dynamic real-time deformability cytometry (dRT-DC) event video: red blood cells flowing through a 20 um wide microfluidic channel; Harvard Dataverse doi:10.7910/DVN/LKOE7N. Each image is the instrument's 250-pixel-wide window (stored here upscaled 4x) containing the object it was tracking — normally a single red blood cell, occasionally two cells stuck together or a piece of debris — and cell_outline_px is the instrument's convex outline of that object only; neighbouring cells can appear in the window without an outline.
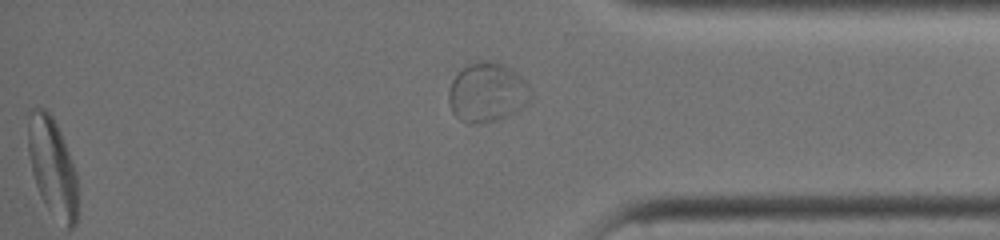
{"species": "common noctule bat (a hibernating species)", "species_latin": "Nyctalus noctula", "temperature_condition": "warm", "stored_images_in_passage": 30, "segment_of_instrument_passage": [2, 2], "camera_frame_rate_fps": 3000, "um_per_image_px": 0.085, "animal": {"sex": "female", "body_mass_g": 19.0, "forearm_length_mm": 51.5}, "frame": {"image": 1, "passage_image": 30, "time_ms": 11.333, "image_size_px": [1000, 240], "cell_outline_px": [[532, 96], [516, 112], [492, 120], [476, 124], [468, 124], [460, 120], [452, 112], [448, 104], [448, 92], [452, 80], [468, 64], [476, 60], [496, 60], [516, 72], [528, 84], [532, 92]], "centroid_in_image_um": [41.39, 7.83], "position_along_channel_um": 393.8, "area_um2": 28.38}}